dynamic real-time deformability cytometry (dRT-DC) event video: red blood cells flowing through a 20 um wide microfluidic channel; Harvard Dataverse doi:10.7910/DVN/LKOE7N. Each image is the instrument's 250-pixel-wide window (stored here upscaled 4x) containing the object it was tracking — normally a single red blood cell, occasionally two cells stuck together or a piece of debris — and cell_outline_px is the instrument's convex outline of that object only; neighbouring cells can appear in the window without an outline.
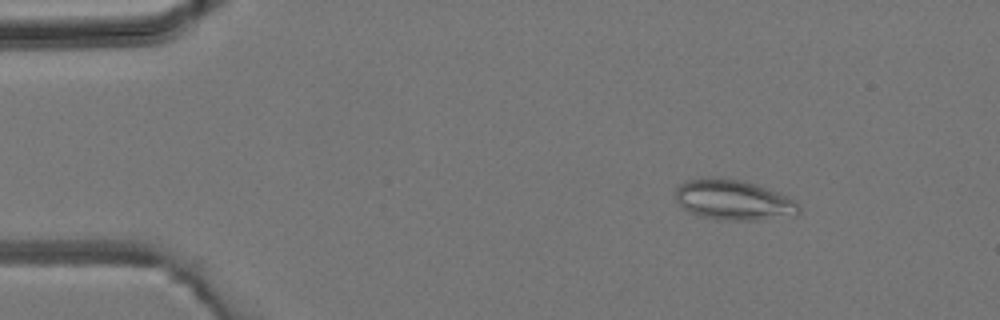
{"species": "common noctule bat (a hibernating species)", "species_latin": "Nyctalus noctula", "temperature_condition": "room temperature", "stored_images_in_passage": 3, "camera_frame_rate_fps": 3000, "um_per_image_px": 0.085, "animal": {"sex": "male", "body_mass_g": 19.2, "forearm_length_mm": 51.8}, "frame": {"image": 1, "passage_image": 2, "time_ms": 1.0, "image_size_px": [1000, 320], "cell_outline_px": [[800, 212], [756, 220], [716, 220], [700, 216], [684, 208], [676, 200], [676, 184], [684, 180], [700, 176], [720, 176], [740, 180], [756, 184], [768, 188], [788, 196], [796, 200], [800, 208]], "centroid_in_image_um": [62.26, 16.94], "position_along_channel_um": 22.7, "area_um2": 29.25}}